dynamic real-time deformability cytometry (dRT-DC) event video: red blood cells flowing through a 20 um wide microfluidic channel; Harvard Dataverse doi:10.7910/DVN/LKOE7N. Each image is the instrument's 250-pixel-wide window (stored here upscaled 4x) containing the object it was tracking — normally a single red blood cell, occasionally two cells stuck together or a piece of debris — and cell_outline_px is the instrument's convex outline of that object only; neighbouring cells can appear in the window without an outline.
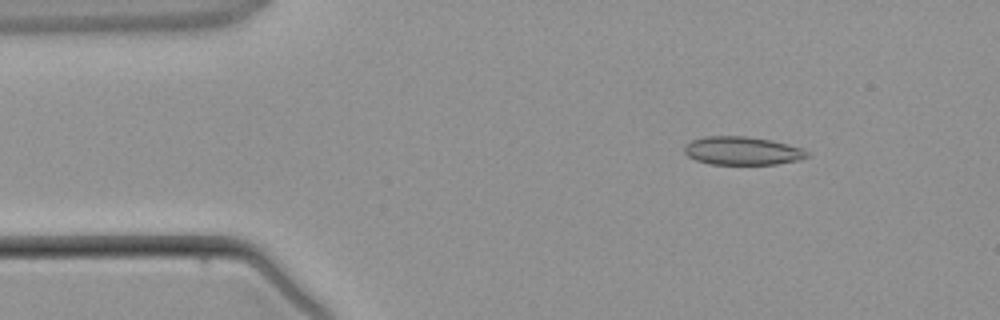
{"species": "common noctule bat (a hibernating species)", "species_latin": "Nyctalus noctula", "temperature_condition": "warm", "stored_images_in_passage": 3, "camera_frame_rate_fps": 3000, "um_per_image_px": 0.085, "animal": {"sex": "male", "body_mass_g": 21.5, "forearm_length_mm": 52.0}, "frame": {"image": 1, "passage_image": 2, "time_ms": 1.0, "image_size_px": [1000, 320], "cell_outline_px": [[812, 156], [800, 160], [776, 164], [712, 164], [696, 160], [688, 156], [684, 152], [684, 144], [692, 140], [704, 136], [748, 136], [772, 140], [788, 144], [800, 148], [808, 152]], "centroid_in_image_um": [63.11, 12.81], "position_along_channel_um": 21.9, "area_um2": 20.4}}